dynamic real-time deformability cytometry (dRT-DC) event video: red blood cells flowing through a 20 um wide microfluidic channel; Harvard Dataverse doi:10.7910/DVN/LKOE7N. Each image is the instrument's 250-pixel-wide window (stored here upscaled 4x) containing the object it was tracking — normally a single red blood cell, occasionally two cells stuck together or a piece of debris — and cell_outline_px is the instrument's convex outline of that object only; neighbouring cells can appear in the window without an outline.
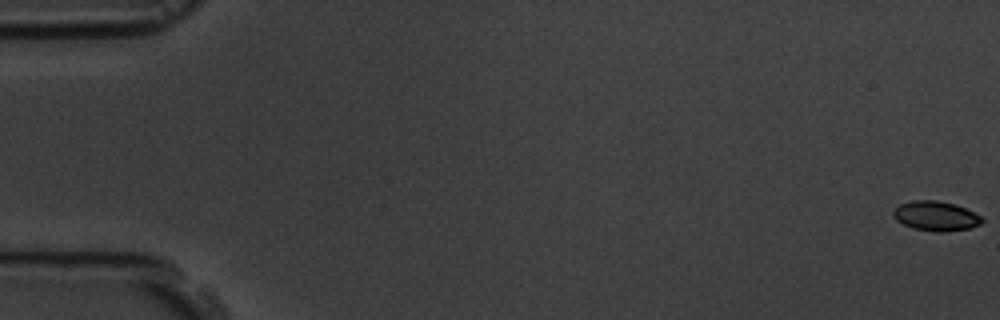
{"species": "common noctule bat (a hibernating species)", "species_latin": "Nyctalus noctula", "temperature_condition": "room temperature", "stored_images_in_passage": 7, "camera_frame_rate_fps": 3000, "um_per_image_px": 0.085, "animal": {"sex": "male", "body_mass_g": 19.5, "forearm_length_mm": 54.6}, "frame": {"image": 1, "passage_image": 1, "time_ms": 0.0, "image_size_px": [1000, 320], "cell_outline_px": [[984, 220], [980, 224], [968, 228], [944, 232], [936, 232], [912, 228], [896, 220], [892, 216], [892, 212], [900, 204], [912, 200], [936, 200], [956, 204], [980, 216]], "centroid_in_image_um": [79.51, 18.36], "position_along_channel_um": 5.5, "area_um2": 15.26}}
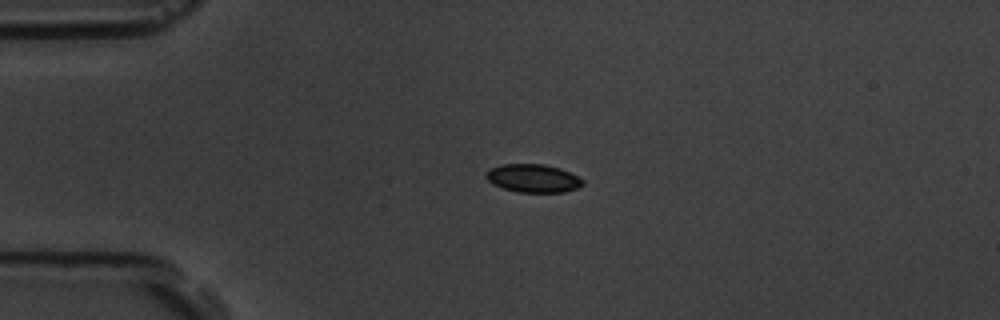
{"frame": {"image": 2, "passage_image": 5, "time_ms": 4.667, "image_size_px": [1000, 320], "cell_outline_px": [[584, 184], [576, 188], [564, 192], [516, 192], [492, 184], [484, 176], [488, 168], [500, 164], [544, 164], [560, 168], [584, 180]], "centroid_in_image_um": [45.27, 15.14], "position_along_channel_um": 39.7, "area_um2": 15.95}}
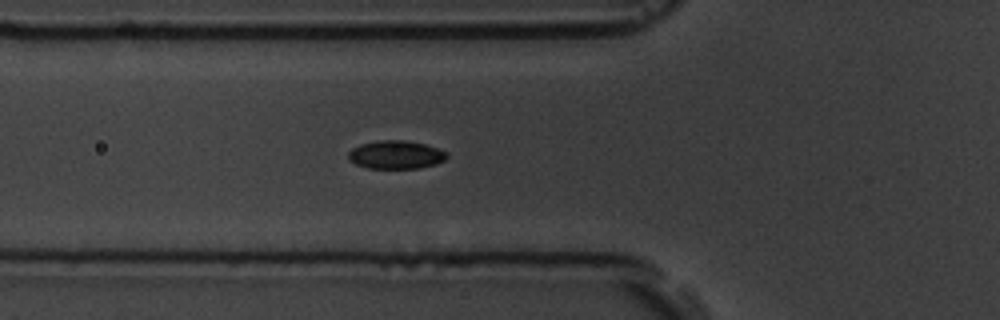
{"frame": {"image": 3, "passage_image": 7, "time_ms": 7.0, "image_size_px": [1000, 320], "cell_outline_px": [[448, 156], [444, 160], [436, 164], [420, 168], [368, 168], [356, 164], [348, 160], [348, 152], [352, 148], [360, 144], [380, 140], [404, 140], [424, 144], [448, 152]], "centroid_in_image_um": [33.64, 13.15], "position_along_channel_um": 92.2, "area_um2": 16.24}}